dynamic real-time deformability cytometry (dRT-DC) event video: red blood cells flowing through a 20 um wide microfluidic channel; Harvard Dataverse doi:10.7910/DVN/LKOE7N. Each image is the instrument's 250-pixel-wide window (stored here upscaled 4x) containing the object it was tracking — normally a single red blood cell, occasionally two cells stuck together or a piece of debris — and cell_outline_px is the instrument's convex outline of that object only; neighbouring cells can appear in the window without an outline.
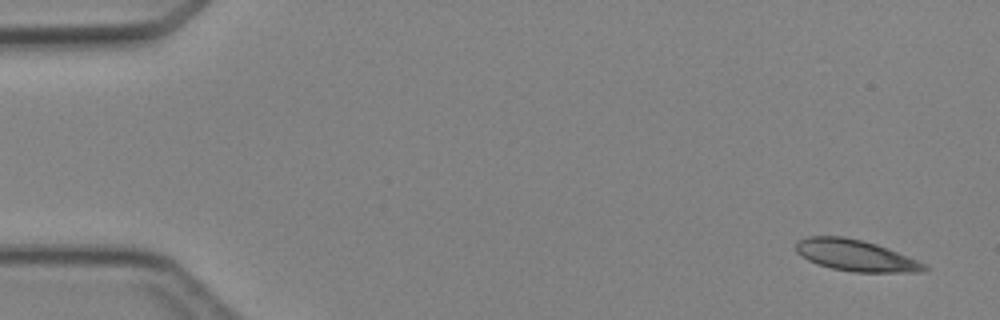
{"species": "Egyptian fruit bat (a non-hibernating species)", "species_latin": "Rousettus aegyptiacus", "temperature_condition": "cold", "stored_images_in_passage": 4, "camera_frame_rate_fps": 3000, "um_per_image_px": 0.085, "animal": {"sex": "female"}, "frame": {"image": 1, "passage_image": 1, "time_ms": 0.0, "image_size_px": [1000, 320], "cell_outline_px": [[928, 268], [920, 272], [852, 272], [832, 268], [816, 264], [800, 256], [796, 252], [796, 240], [808, 236], [844, 236], [876, 244], [888, 248], [916, 260], [924, 264]], "centroid_in_image_um": [72.66, 21.71], "position_along_channel_um": 12.3, "area_um2": 23.35}}
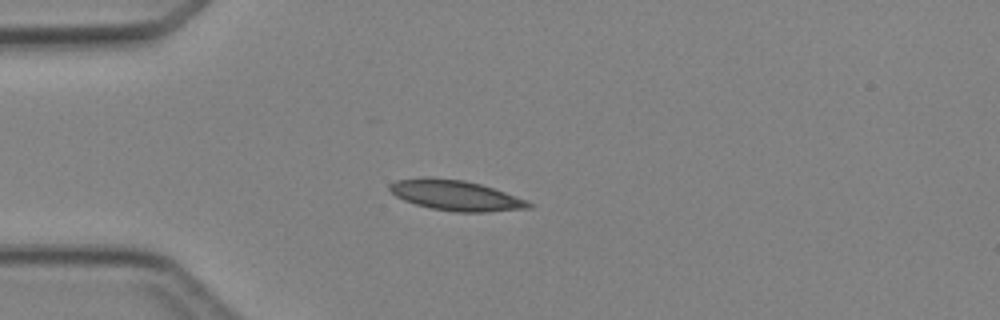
{"frame": {"image": 2, "passage_image": 3, "time_ms": 3.333, "image_size_px": [1000, 320], "cell_outline_px": [[532, 208], [488, 212], [456, 212], [432, 208], [416, 204], [404, 200], [396, 196], [388, 188], [388, 184], [396, 180], [420, 176], [432, 176], [464, 180], [480, 184], [504, 192], [524, 200], [532, 204]], "centroid_in_image_um": [38.67, 16.59], "position_along_channel_um": 46.3, "area_um2": 24.62}}